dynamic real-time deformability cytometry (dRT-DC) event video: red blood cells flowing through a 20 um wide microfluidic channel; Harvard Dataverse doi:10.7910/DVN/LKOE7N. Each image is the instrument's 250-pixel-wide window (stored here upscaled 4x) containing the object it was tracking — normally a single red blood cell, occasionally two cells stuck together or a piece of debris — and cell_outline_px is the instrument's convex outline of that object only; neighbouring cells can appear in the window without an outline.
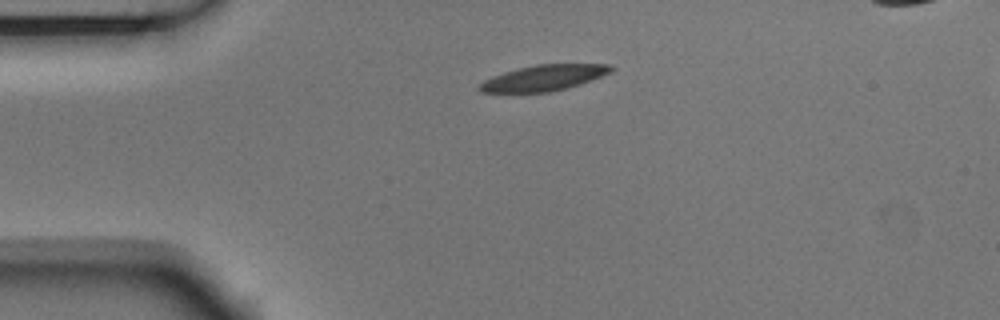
{"species": "Egyptian fruit bat (a non-hibernating species)", "species_latin": "Rousettus aegyptiacus", "temperature_condition": "room temperature", "stored_images_in_passage": 3, "camera_frame_rate_fps": 3000, "um_per_image_px": 0.085, "animal": {"sex": "male"}, "frame": {"image": 1, "passage_image": 1, "time_ms": 0.0, "image_size_px": [1000, 320], "cell_outline_px": [[612, 72], [580, 84], [568, 88], [548, 92], [484, 92], [476, 88], [484, 80], [492, 76], [504, 72], [536, 64], [608, 64], [612, 68]], "centroid_in_image_um": [46.21, 6.62], "position_along_channel_um": 38.8, "area_um2": 19.54}}
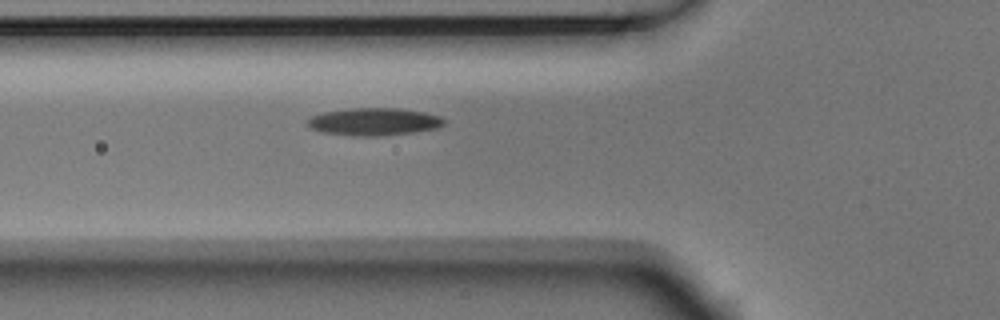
{"frame": {"image": 2, "passage_image": 3, "time_ms": 0.667, "image_size_px": [1000, 320], "cell_outline_px": [[448, 120], [444, 124], [436, 128], [412, 132], [380, 136], [352, 136], [320, 132], [312, 128], [308, 124], [308, 120], [312, 116], [324, 112], [352, 108], [396, 108], [424, 112], [440, 116]], "centroid_in_image_um": [31.81, 10.35], "position_along_channel_um": 94.0, "area_um2": 21.85}}